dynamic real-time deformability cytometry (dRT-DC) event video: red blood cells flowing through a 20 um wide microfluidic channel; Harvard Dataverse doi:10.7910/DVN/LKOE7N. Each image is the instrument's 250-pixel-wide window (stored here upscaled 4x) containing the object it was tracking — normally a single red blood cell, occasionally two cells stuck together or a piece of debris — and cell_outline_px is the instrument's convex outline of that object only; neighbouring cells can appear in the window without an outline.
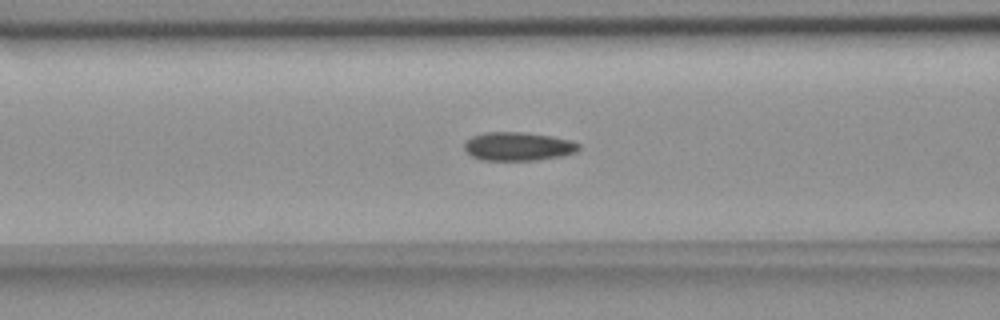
{"species": "common noctule bat (a hibernating species)", "species_latin": "Nyctalus noctula", "temperature_condition": "room temperature", "stored_images_in_passage": 40, "camera_frame_rate_fps": 3000, "um_per_image_px": 0.085, "animal": {"sex": "female", "body_mass_g": 18.4}, "frame": {"image": 1, "passage_image": 12, "time_ms": 3.667, "image_size_px": [1000, 320], "cell_outline_px": [[580, 148], [576, 152], [560, 156], [536, 160], [480, 160], [472, 156], [464, 148], [464, 140], [472, 136], [488, 132], [520, 132], [548, 136], [572, 140], [580, 144]], "centroid_in_image_um": [44.02, 12.45], "position_along_channel_um": 122.6, "area_um2": 18.96}}
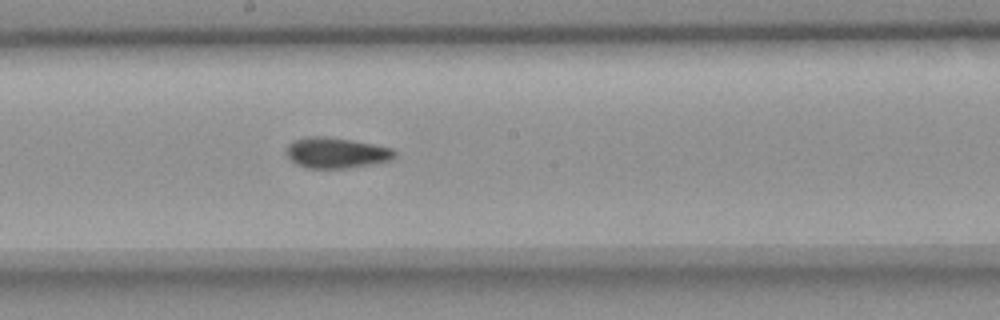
{"frame": {"image": 2, "passage_image": 20, "time_ms": 6.333, "image_size_px": [1000, 320], "cell_outline_px": [[396, 156], [392, 160], [372, 164], [348, 168], [308, 168], [296, 164], [288, 156], [288, 144], [296, 140], [308, 136], [328, 136], [352, 140], [392, 148], [396, 152]], "centroid_in_image_um": [28.62, 12.99], "position_along_channel_um": 219.6, "area_um2": 19.25}}
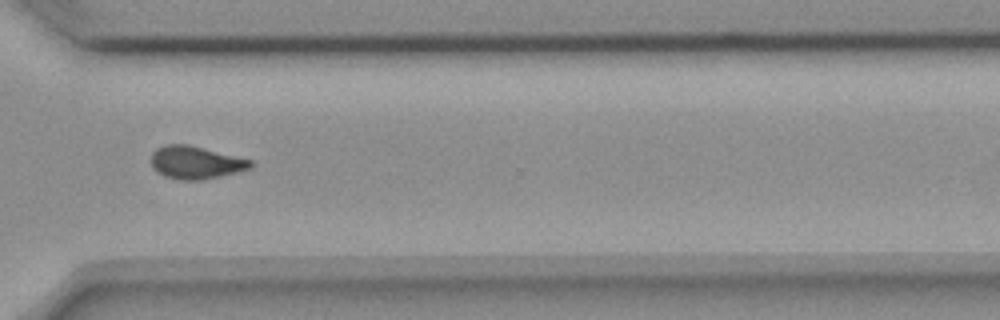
{"frame": {"image": 3, "passage_image": 31, "time_ms": 10.0, "image_size_px": [1000, 320], "cell_outline_px": [[252, 168], [204, 180], [180, 180], [164, 176], [156, 172], [152, 168], [152, 152], [156, 148], [168, 144], [188, 144], [252, 160]], "centroid_in_image_um": [16.61, 13.82], "position_along_channel_um": 354.0, "area_um2": 19.02}, "authors_computed_cell_mechanics": {"area_um2": 19.3052, "velocity_mm_per_s": 3.6507, "shape_relaxation_time_tau1_ms": 7.5938, "shape_relaxation_time_tau2_ms": 2.5056, "deformation_change_tau1": 0.1628, "deformation_change_tau2": 0.0781}}